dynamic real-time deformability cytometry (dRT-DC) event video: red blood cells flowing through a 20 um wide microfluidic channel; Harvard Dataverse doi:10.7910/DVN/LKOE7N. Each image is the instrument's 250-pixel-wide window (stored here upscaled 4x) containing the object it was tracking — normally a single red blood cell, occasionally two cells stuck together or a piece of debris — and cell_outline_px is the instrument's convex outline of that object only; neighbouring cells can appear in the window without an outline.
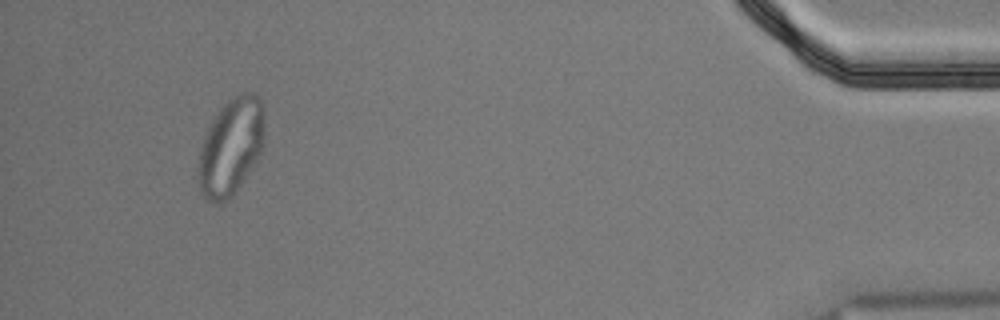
{"species": "Egyptian fruit bat (a non-hibernating species)", "species_latin": "Rousettus aegyptiacus", "temperature_condition": "cold", "stored_images_in_passage": 53, "segment_of_instrument_passage": [2, 2], "camera_frame_rate_fps": 3000, "um_per_image_px": 0.085, "animal": {"sex": "male"}, "frame": {"image": 1, "passage_image": 50, "time_ms": 16.333, "image_size_px": [1000, 320], "cell_outline_px": [[264, 144], [256, 160], [244, 180], [232, 196], [228, 200], [220, 204], [212, 204], [200, 192], [196, 168], [200, 148], [204, 136], [212, 120], [224, 104], [236, 96], [244, 92], [252, 92], [260, 96], [264, 108]], "centroid_in_image_um": [19.62, 12.51], "position_along_channel_um": 415.6, "area_um2": 37.8}}